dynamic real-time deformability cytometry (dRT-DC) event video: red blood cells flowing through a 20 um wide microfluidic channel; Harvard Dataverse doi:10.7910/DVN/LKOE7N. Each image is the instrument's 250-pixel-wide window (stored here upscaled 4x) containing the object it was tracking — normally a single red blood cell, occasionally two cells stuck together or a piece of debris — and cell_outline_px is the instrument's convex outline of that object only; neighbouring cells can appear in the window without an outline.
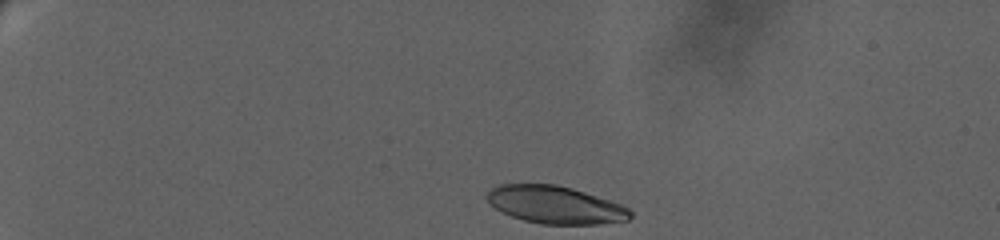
{"species": "human", "species_latin": "Homo sapiens", "temperature_condition": "warm", "stored_images_in_passage": 15, "camera_frame_rate_fps": 3000, "um_per_image_px": 0.085, "donor": {"sex": "female"}, "frame": {"image": 1, "passage_image": 1, "time_ms": 0.0, "image_size_px": [1000, 240], "cell_outline_px": [[632, 216], [628, 220], [596, 224], [540, 224], [524, 220], [512, 216], [496, 208], [484, 196], [492, 188], [500, 184], [556, 184], [572, 188], [620, 204], [628, 208], [632, 212]], "centroid_in_image_um": [47.2, 17.41], "position_along_channel_um": 37.8, "area_um2": 31.1}}